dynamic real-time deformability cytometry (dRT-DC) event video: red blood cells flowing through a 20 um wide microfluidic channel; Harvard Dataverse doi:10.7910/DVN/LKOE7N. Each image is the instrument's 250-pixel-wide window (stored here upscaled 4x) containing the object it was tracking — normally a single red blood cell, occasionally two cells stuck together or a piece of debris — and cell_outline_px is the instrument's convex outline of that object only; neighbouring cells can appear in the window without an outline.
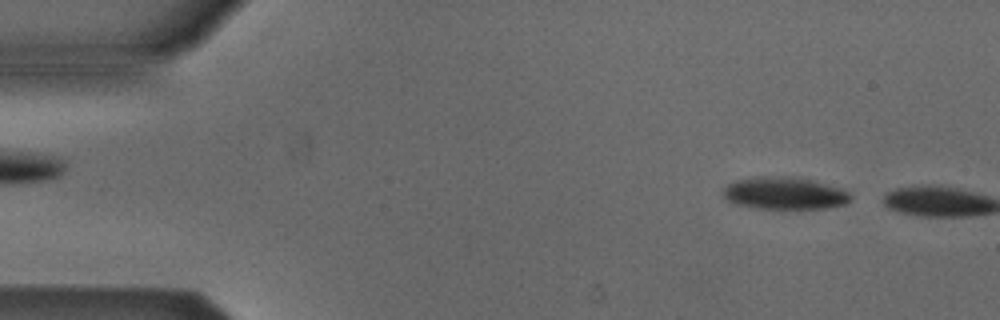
{"species": "Egyptian fruit bat (a non-hibernating species)", "species_latin": "Rousettus aegyptiacus", "temperature_condition": "cold", "stored_images_in_passage": 3, "segment_of_instrument_passage": [2, 2], "camera_frame_rate_fps": 3000, "um_per_image_px": 0.085, "animal": {"sex": "male"}, "frame": {"image": 1, "passage_image": 3, "time_ms": 2.333, "image_size_px": [1000, 320], "cell_outline_px": [[852, 200], [844, 204], [824, 208], [760, 208], [736, 204], [728, 200], [720, 192], [728, 184], [736, 180], [752, 176], [788, 176], [812, 180], [844, 188], [852, 196]], "centroid_in_image_um": [66.69, 16.4], "position_along_channel_um": 18.3, "area_um2": 24.1}}